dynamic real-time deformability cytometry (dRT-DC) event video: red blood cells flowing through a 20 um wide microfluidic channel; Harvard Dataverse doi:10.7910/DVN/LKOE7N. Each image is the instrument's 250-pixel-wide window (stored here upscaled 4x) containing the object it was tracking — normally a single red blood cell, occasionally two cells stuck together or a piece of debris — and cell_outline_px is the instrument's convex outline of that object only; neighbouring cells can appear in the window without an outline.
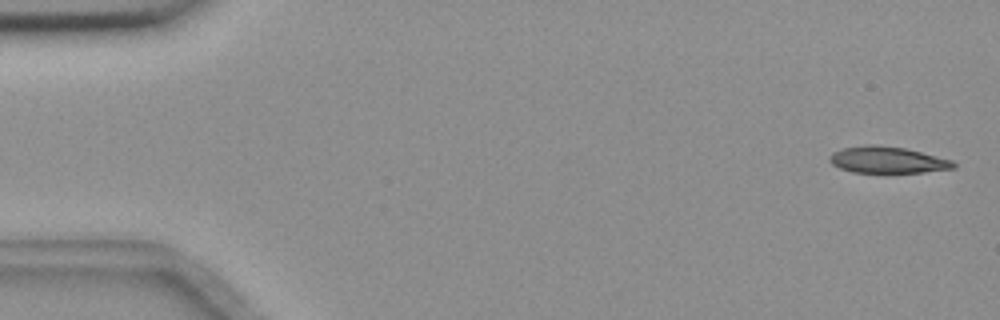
{"species": "common noctule bat (a hibernating species)", "species_latin": "Nyctalus noctula", "temperature_condition": "room temperature", "stored_images_in_passage": 5, "camera_frame_rate_fps": 3000, "um_per_image_px": 0.085, "animal": {"sex": "female", "body_mass_g": 18.4}, "frame": {"image": 1, "passage_image": 1, "time_ms": 0.0, "image_size_px": [1000, 320], "cell_outline_px": [[956, 168], [924, 172], [852, 172], [840, 168], [832, 164], [828, 160], [828, 156], [832, 152], [844, 148], [864, 144], [880, 144], [904, 148], [952, 160], [956, 164]], "centroid_in_image_um": [75.4, 13.58], "position_along_channel_um": 9.6, "area_um2": 19.19}}
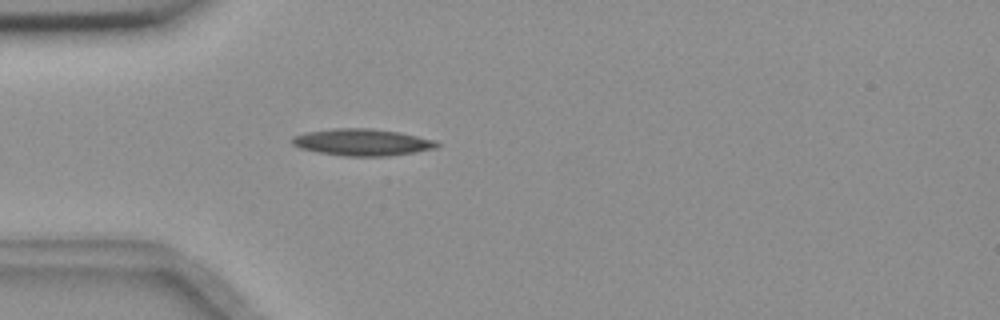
{"frame": {"image": 2, "passage_image": 5, "time_ms": 1.333, "image_size_px": [1000, 320], "cell_outline_px": [[440, 144], [436, 148], [416, 152], [388, 156], [344, 156], [316, 152], [300, 148], [292, 144], [292, 136], [304, 132], [332, 128], [372, 128], [400, 132], [436, 140]], "centroid_in_image_um": [30.78, 12.08], "position_along_channel_um": 54.2, "area_um2": 22.89}}